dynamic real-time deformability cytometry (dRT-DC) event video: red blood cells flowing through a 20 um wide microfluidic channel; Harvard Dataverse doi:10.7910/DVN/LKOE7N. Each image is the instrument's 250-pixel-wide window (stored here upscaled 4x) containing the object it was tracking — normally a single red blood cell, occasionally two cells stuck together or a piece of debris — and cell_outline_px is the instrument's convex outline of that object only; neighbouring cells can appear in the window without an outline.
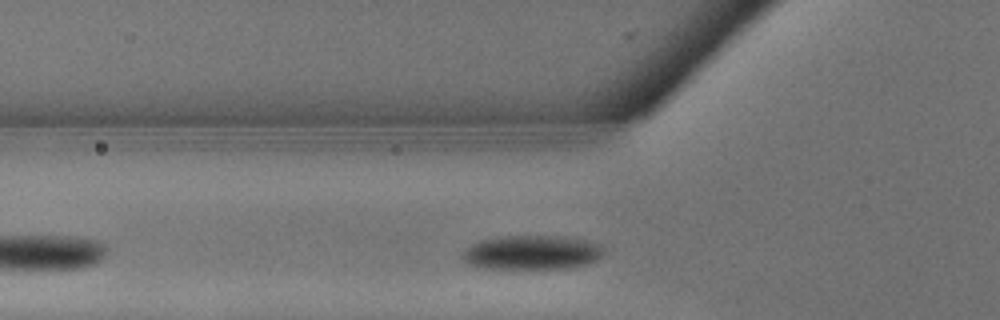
{"species": "common noctule bat (a hibernating species)", "species_latin": "Nyctalus noctula", "temperature_condition": "warm", "stored_images_in_passage": 8, "camera_frame_rate_fps": 3000, "um_per_image_px": 0.085, "animal": {"sex": "male", "body_mass_g": 13.3}, "frame": {"image": 1, "passage_image": 4, "time_ms": 1.0, "image_size_px": [1000, 320], "cell_outline_px": [[604, 252], [596, 260], [584, 264], [568, 268], [476, 268], [468, 264], [460, 256], [464, 248], [480, 240], [500, 236], [560, 236], [584, 240], [600, 244], [604, 248]], "centroid_in_image_um": [45.14, 21.46], "position_along_channel_um": 80.7, "area_um2": 28.26}}
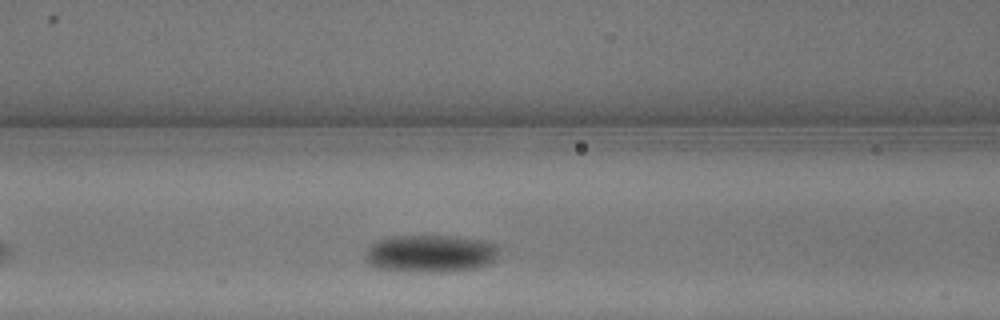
{"frame": {"image": 2, "passage_image": 6, "time_ms": 1.667, "image_size_px": [1000, 320], "cell_outline_px": [[500, 252], [488, 264], [476, 268], [440, 272], [376, 268], [368, 264], [364, 260], [364, 252], [376, 240], [392, 236], [452, 236], [484, 240], [500, 244]], "centroid_in_image_um": [36.6, 21.53], "position_along_channel_um": 130.0, "area_um2": 29.3}}
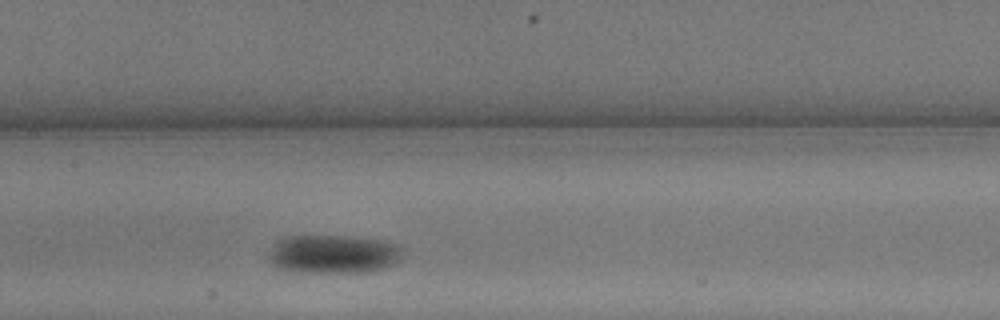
{"frame": {"image": 3, "passage_image": 8, "time_ms": 2.333, "image_size_px": [1000, 320], "cell_outline_px": [[400, 256], [396, 264], [384, 268], [368, 272], [296, 272], [280, 268], [272, 264], [268, 260], [268, 256], [272, 248], [280, 240], [288, 236], [344, 236], [380, 240], [396, 244], [400, 248]], "centroid_in_image_um": [28.32, 21.61], "position_along_channel_um": 179.1, "area_um2": 29.82}}